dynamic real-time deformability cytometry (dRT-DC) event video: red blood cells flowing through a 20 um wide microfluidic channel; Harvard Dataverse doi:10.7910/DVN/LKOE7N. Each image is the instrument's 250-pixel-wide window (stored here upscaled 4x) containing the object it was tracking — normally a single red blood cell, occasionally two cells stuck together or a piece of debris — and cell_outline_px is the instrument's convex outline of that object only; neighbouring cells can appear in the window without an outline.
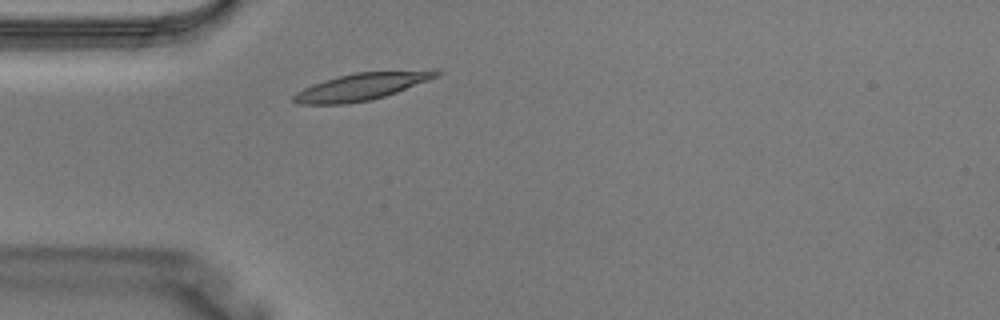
{"species": "Egyptian fruit bat (a non-hibernating species)", "species_latin": "Rousettus aegyptiacus", "temperature_condition": "warm", "stored_images_in_passage": 1, "camera_frame_rate_fps": 3000, "um_per_image_px": 0.085, "animal": {"sex": "male"}, "frame": {"image": 1, "passage_image": 1, "time_ms": 0.0, "image_size_px": [1000, 320], "cell_outline_px": [[440, 76], [396, 92], [384, 96], [368, 100], [344, 104], [300, 104], [292, 100], [292, 96], [296, 92], [312, 84], [324, 80], [356, 72], [432, 68], [440, 72]], "centroid_in_image_um": [30.8, 7.32], "position_along_channel_um": 54.2, "area_um2": 22.77}}